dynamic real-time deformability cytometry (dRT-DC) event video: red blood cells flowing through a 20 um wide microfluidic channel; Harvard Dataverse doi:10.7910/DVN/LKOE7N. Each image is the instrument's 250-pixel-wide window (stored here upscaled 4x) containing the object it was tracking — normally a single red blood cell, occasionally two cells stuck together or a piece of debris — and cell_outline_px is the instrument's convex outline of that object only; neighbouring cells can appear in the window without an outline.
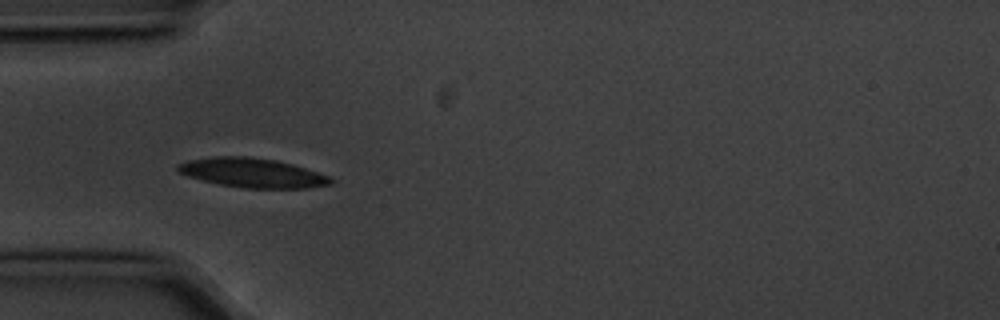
{"species": "common noctule bat (a hibernating species)", "species_latin": "Nyctalus noctula", "temperature_condition": "cold", "stored_images_in_passage": 5, "camera_frame_rate_fps": 3000, "um_per_image_px": 0.085, "animal": {"sex": "male", "body_mass_g": 20.1, "forearm_length_mm": 53.5}, "frame": {"image": 1, "passage_image": 4, "time_ms": 1.0, "image_size_px": [1000, 320], "cell_outline_px": [[336, 180], [332, 184], [308, 188], [244, 188], [220, 184], [200, 180], [188, 176], [180, 172], [176, 168], [176, 164], [188, 160], [216, 156], [248, 156], [276, 160], [292, 164], [328, 176]], "centroid_in_image_um": [21.44, 14.69], "position_along_channel_um": 63.6, "area_um2": 26.13}}